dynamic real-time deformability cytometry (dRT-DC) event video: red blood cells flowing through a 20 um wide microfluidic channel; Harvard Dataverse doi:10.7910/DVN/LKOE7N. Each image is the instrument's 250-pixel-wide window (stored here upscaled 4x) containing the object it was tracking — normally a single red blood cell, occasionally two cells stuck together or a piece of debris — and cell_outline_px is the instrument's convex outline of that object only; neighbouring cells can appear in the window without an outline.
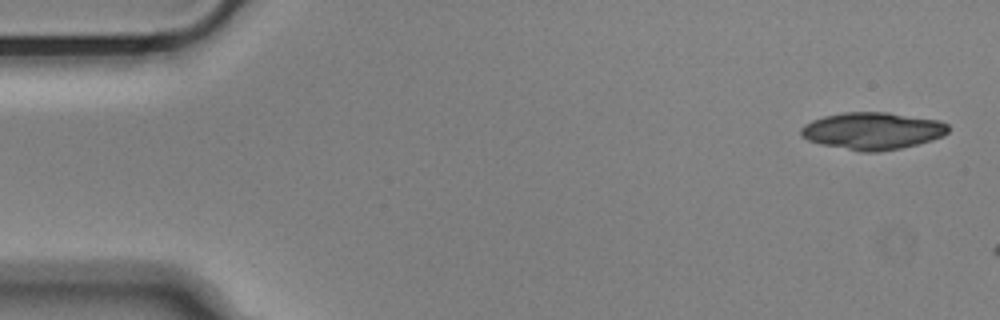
{"species": "Egyptian fruit bat (a non-hibernating species)", "species_latin": "Rousettus aegyptiacus", "temperature_condition": "cold", "stored_images_in_passage": 3, "camera_frame_rate_fps": 3000, "um_per_image_px": 0.085, "animal": {"sex": "male"}, "frame": {"image": 1, "passage_image": 1, "time_ms": 0.0, "image_size_px": [1000, 320], "cell_outline_px": [[948, 132], [944, 136], [932, 140], [900, 148], [880, 152], [860, 152], [820, 144], [808, 140], [800, 136], [800, 128], [804, 124], [812, 120], [824, 116], [844, 112], [888, 112], [940, 120], [948, 124]], "centroid_in_image_um": [74.15, 11.12], "position_along_channel_um": 10.8, "area_um2": 32.19}}